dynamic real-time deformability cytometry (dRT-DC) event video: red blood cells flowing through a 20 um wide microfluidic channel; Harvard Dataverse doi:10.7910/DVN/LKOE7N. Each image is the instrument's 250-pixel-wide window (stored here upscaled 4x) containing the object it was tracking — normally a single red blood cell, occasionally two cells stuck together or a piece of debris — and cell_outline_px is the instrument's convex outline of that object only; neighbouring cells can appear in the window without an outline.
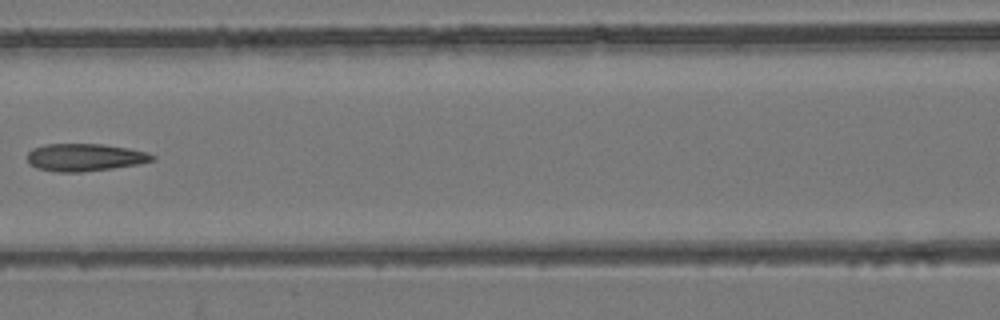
{"species": "common noctule bat (a hibernating species)", "species_latin": "Nyctalus noctula", "temperature_condition": "room temperature", "stored_images_in_passage": 8, "camera_frame_rate_fps": 3000, "um_per_image_px": 0.085, "animal": {"sex": "female", "body_mass_g": 24.6, "forearm_length_mm": 56.2}, "frame": {"image": 1, "passage_image": 6, "time_ms": 5.667, "image_size_px": [1000, 320], "cell_outline_px": [[156, 160], [140, 164], [112, 168], [80, 172], [56, 172], [36, 168], [28, 164], [28, 152], [32, 148], [44, 144], [104, 144], [128, 148], [148, 152], [156, 156]], "centroid_in_image_um": [7.22, 13.37], "position_along_channel_um": 159.4, "area_um2": 20.29}}
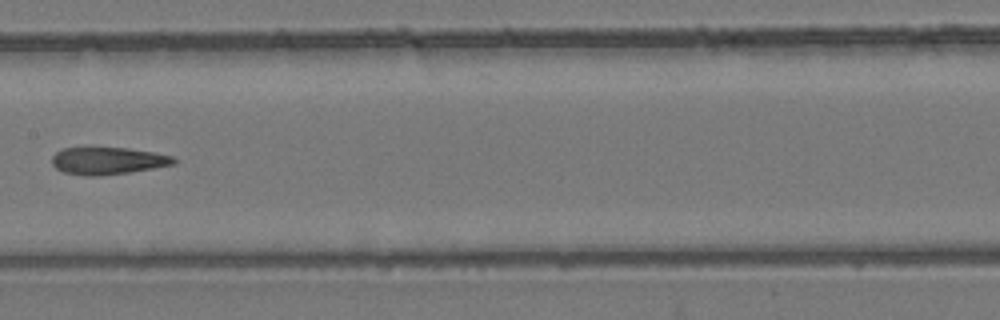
{"frame": {"image": 2, "passage_image": 7, "time_ms": 6.667, "image_size_px": [1000, 320], "cell_outline_px": [[176, 164], [128, 172], [100, 176], [84, 176], [64, 172], [56, 168], [52, 164], [52, 156], [56, 152], [64, 148], [88, 144], [128, 148], [152, 152], [172, 156], [176, 160]], "centroid_in_image_um": [9.09, 13.62], "position_along_channel_um": 198.3, "area_um2": 20.11}}
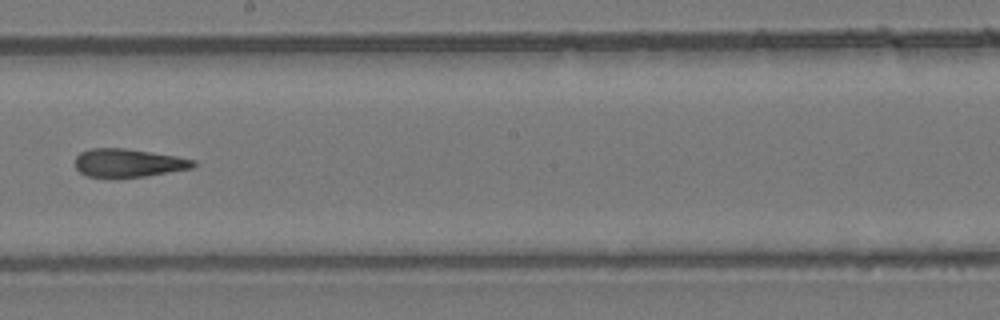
{"frame": {"image": 3, "passage_image": 8, "time_ms": 7.667, "image_size_px": [1000, 320], "cell_outline_px": [[196, 164], [192, 168], [144, 176], [116, 180], [88, 176], [80, 172], [76, 168], [76, 156], [80, 152], [92, 148], [124, 148], [176, 156], [196, 160]], "centroid_in_image_um": [10.87, 13.88], "position_along_channel_um": 237.3, "area_um2": 19.83}}